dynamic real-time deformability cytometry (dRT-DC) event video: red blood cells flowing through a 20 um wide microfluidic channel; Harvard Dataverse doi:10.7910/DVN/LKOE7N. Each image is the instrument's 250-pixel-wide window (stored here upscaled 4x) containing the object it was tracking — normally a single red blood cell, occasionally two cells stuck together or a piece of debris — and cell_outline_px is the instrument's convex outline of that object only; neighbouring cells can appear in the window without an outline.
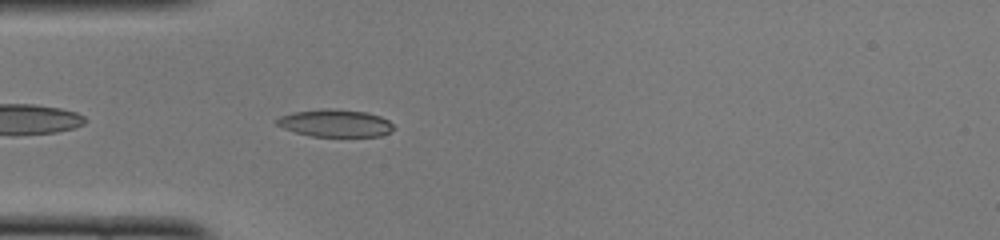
{"species": "common noctule bat (a hibernating species)", "species_latin": "Nyctalus noctula", "temperature_condition": "cold", "stored_images_in_passage": 38, "camera_frame_rate_fps": 3000, "um_per_image_px": 0.085, "animal": {"sex": "female", "body_mass_g": 22.0, "forearm_length_mm": 56.7}, "frame": {"image": 1, "passage_image": 3, "time_ms": 0.667, "image_size_px": [1000, 240], "cell_outline_px": [[396, 128], [380, 136], [312, 136], [296, 132], [284, 128], [276, 124], [272, 120], [280, 116], [296, 112], [328, 108], [368, 112], [380, 116], [388, 120]], "centroid_in_image_um": [28.5, 10.46], "position_along_channel_um": 56.5, "area_um2": 18.55}}
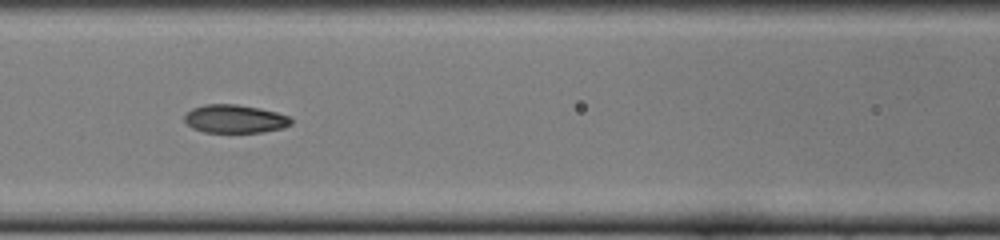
{"frame": {"image": 2, "passage_image": 10, "time_ms": 3.0, "image_size_px": [1000, 240], "cell_outline_px": [[292, 124], [284, 128], [264, 132], [204, 132], [192, 128], [184, 120], [184, 116], [192, 108], [204, 104], [236, 104], [260, 108], [276, 112], [288, 116], [292, 120]], "centroid_in_image_um": [19.97, 10.1], "position_along_channel_um": 146.6, "area_um2": 17.63}}
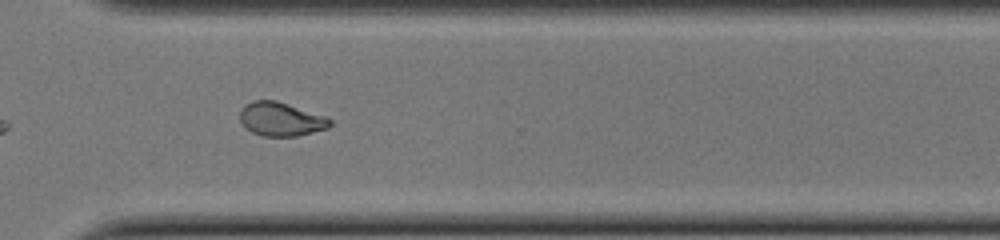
{"frame": {"image": 3, "passage_image": 25, "time_ms": 8.0, "image_size_px": [1000, 240], "cell_outline_px": [[332, 124], [328, 128], [296, 136], [264, 136], [252, 132], [240, 120], [240, 112], [252, 100], [276, 100], [328, 116], [332, 120]], "centroid_in_image_um": [23.94, 10.12], "position_along_channel_um": 346.7, "area_um2": 17.63}, "authors_computed_cell_mechanics": {"area_um2": 18.0914, "velocity_mm_per_s": 3.9985, "shape_relaxation_time_tau1_ms": 5.4163, "shape_relaxation_time_tau2_ms": 1.4031, "deformation_change_tau1": 0.2092, "deformation_change_tau2": 0.067}}